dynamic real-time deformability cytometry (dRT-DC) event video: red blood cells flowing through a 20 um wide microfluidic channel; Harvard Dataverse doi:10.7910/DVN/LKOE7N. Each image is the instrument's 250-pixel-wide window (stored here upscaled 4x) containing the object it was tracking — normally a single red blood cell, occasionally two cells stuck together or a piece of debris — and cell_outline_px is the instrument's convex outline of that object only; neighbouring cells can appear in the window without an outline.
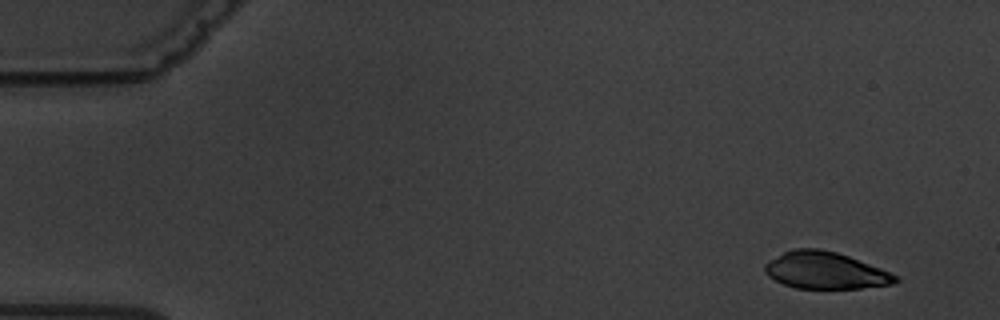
{"species": "common noctule bat (a hibernating species)", "species_latin": "Nyctalus noctula", "temperature_condition": "warm", "stored_images_in_passage": 6, "camera_frame_rate_fps": 3000, "um_per_image_px": 0.085, "animal": {"sex": "male", "body_mass_g": 19.5, "forearm_length_mm": 54.6}, "frame": {"image": 1, "passage_image": 1, "time_ms": 0.0, "image_size_px": [1000, 320], "cell_outline_px": [[900, 280], [892, 284], [860, 288], [796, 288], [784, 284], [768, 276], [764, 272], [764, 264], [768, 260], [792, 248], [820, 248], [836, 252], [848, 256], [880, 268], [900, 276]], "centroid_in_image_um": [70.14, 22.98], "position_along_channel_um": 14.9, "area_um2": 28.09}}